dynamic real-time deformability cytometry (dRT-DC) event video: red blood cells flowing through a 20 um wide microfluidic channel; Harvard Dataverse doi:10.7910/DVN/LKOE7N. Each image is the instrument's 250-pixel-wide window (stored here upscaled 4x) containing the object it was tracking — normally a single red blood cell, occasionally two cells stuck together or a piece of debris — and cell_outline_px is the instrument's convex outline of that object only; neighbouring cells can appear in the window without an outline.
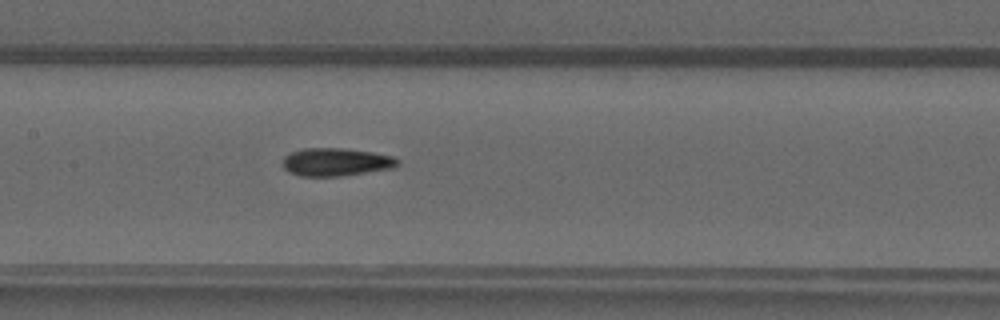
{"species": "common noctule bat (a hibernating species)", "species_latin": "Nyctalus noctula", "temperature_condition": "warm", "stored_images_in_passage": 44, "camera_frame_rate_fps": 3000, "um_per_image_px": 0.085, "animal": {"sex": "male", "forearm_length_mm": 52.5}, "frame": {"image": 1, "passage_image": 24, "time_ms": 7.667, "image_size_px": [1000, 320], "cell_outline_px": [[400, 164], [392, 168], [340, 176], [300, 176], [288, 172], [284, 168], [284, 156], [292, 152], [304, 148], [344, 148], [372, 152], [392, 156], [400, 160]], "centroid_in_image_um": [28.57, 13.77], "position_along_channel_um": 178.8, "area_um2": 18.67}}
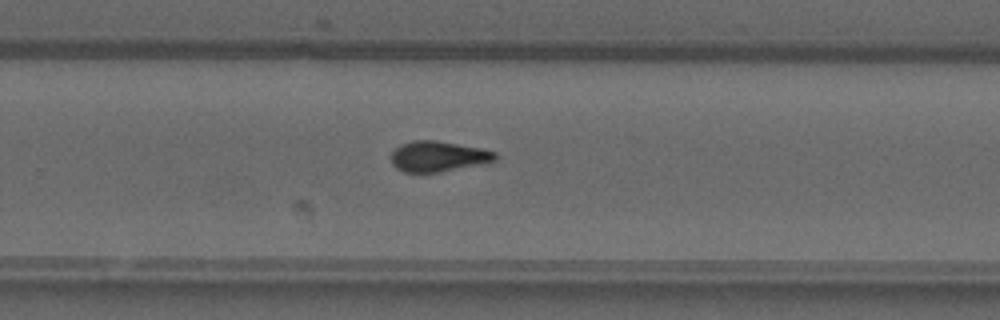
{"frame": {"image": 2, "passage_image": 32, "time_ms": 10.333, "image_size_px": [1000, 320], "cell_outline_px": [[496, 160], [480, 164], [440, 172], [404, 172], [396, 168], [392, 164], [392, 152], [400, 144], [412, 140], [436, 140], [484, 148], [496, 152]], "centroid_in_image_um": [37.25, 13.28], "position_along_channel_um": 292.6, "area_um2": 18.55}}
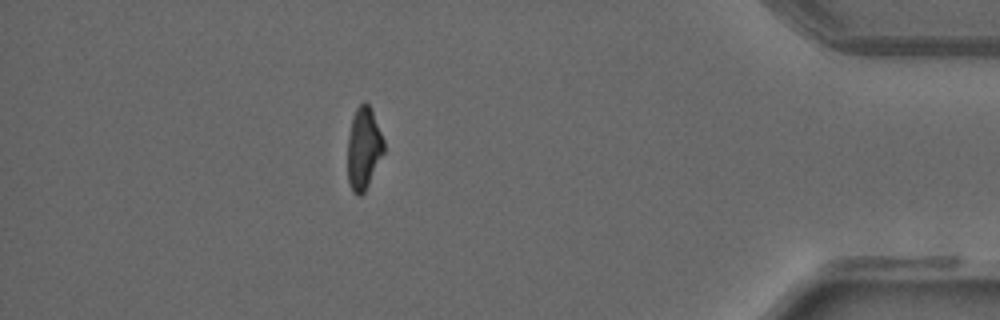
{"frame": {"image": 3, "passage_image": 43, "time_ms": 14.0, "image_size_px": [1000, 320], "cell_outline_px": [[384, 152], [364, 192], [360, 196], [356, 196], [352, 192], [348, 180], [348, 136], [352, 116], [356, 108], [364, 100], [368, 104], [372, 112], [384, 140]], "centroid_in_image_um": [30.89, 12.61], "position_along_channel_um": 404.3, "area_um2": 17.22}}